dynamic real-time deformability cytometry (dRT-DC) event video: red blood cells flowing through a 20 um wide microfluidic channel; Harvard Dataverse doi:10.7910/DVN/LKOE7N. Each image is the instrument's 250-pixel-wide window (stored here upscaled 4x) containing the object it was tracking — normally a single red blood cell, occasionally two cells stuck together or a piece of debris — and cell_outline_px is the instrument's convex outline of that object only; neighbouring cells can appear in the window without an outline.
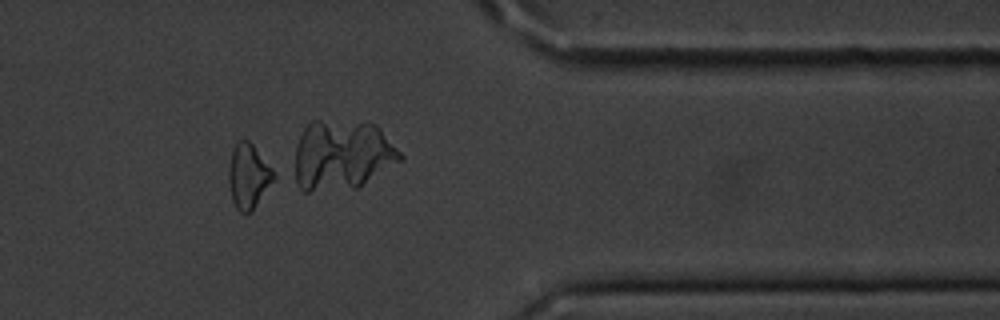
{"species": "common noctule bat (a hibernating species)", "species_latin": "Nyctalus noctula", "temperature_condition": "cold", "stored_images_in_passage": 12, "camera_frame_rate_fps": 3000, "um_per_image_px": 0.085, "animal": {"sex": "male", "body_mass_g": 20.1, "forearm_length_mm": 53.5}, "frame": {"image": 1, "passage_image": 10, "time_ms": 3.0, "image_size_px": [1000, 320], "cell_outline_px": [[280, 176], [252, 212], [240, 212], [236, 208], [232, 200], [228, 180], [228, 168], [232, 148], [240, 140], [248, 140], [252, 144]], "centroid_in_image_um": [21.18, 15.0], "position_along_channel_um": 390.2, "area_um2": 17.63}}